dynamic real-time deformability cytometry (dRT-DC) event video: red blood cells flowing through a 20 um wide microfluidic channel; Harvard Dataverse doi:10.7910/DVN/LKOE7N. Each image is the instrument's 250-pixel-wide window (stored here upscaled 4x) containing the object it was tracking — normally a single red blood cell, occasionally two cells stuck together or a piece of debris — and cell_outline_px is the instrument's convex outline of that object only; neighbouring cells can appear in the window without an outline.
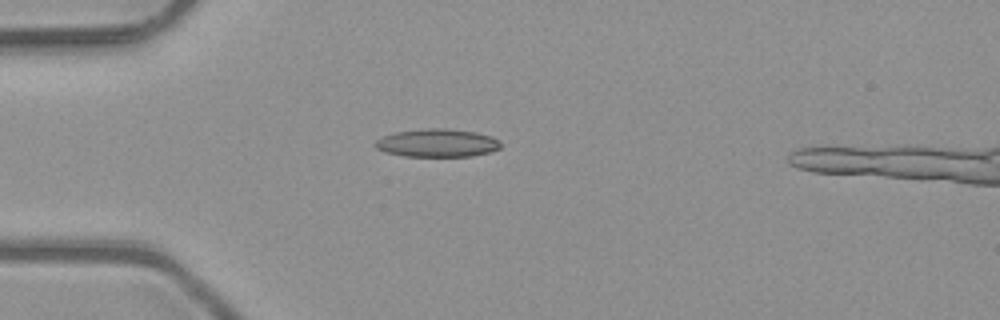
{"species": "common noctule bat (a hibernating species)", "species_latin": "Nyctalus noctula", "temperature_condition": "room temperature", "stored_images_in_passage": 1, "camera_frame_rate_fps": 3000, "um_per_image_px": 0.085, "animal": {"sex": "male", "body_mass_g": 23.1, "forearm_length_mm": 52.7}, "frame": {"image": 1, "passage_image": 1, "time_ms": 0.0, "image_size_px": [1000, 320], "cell_outline_px": [[500, 148], [488, 152], [472, 156], [404, 156], [384, 152], [376, 148], [372, 144], [376, 140], [392, 132], [424, 128], [444, 128], [476, 132], [492, 136], [500, 140]], "centroid_in_image_um": [37.13, 12.14], "position_along_channel_um": 47.9, "area_um2": 20.69}}